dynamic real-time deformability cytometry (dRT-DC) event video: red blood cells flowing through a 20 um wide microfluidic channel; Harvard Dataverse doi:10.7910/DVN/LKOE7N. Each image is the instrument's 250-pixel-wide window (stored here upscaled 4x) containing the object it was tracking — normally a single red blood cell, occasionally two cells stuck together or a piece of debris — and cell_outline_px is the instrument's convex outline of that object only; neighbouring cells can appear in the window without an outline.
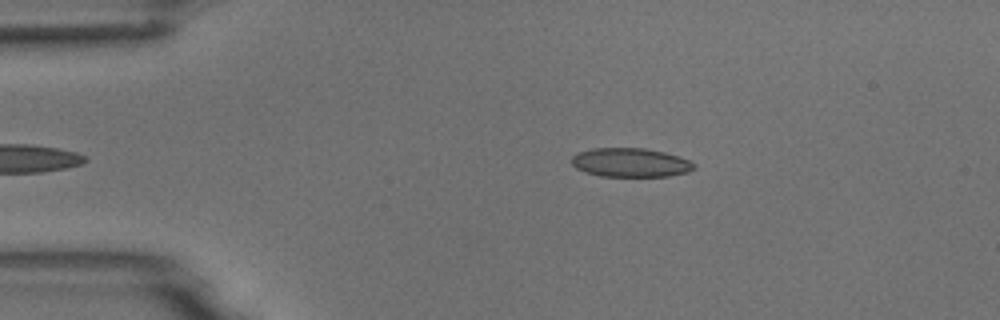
{"species": "common noctule bat (a hibernating species)", "species_latin": "Nyctalus noctula", "temperature_condition": "room temperature", "stored_images_in_passage": 7, "camera_frame_rate_fps": 3000, "um_per_image_px": 0.085, "animal": {"sex": "male", "body_mass_g": 18.8}, "frame": {"image": 1, "passage_image": 2, "time_ms": 0.333, "image_size_px": [1000, 320], "cell_outline_px": [[696, 168], [688, 172], [668, 176], [600, 176], [584, 172], [576, 168], [572, 164], [572, 156], [580, 152], [592, 148], [644, 148], [664, 152], [688, 160], [696, 164]], "centroid_in_image_um": [53.59, 13.82], "position_along_channel_um": 31.4, "area_um2": 20.58}}